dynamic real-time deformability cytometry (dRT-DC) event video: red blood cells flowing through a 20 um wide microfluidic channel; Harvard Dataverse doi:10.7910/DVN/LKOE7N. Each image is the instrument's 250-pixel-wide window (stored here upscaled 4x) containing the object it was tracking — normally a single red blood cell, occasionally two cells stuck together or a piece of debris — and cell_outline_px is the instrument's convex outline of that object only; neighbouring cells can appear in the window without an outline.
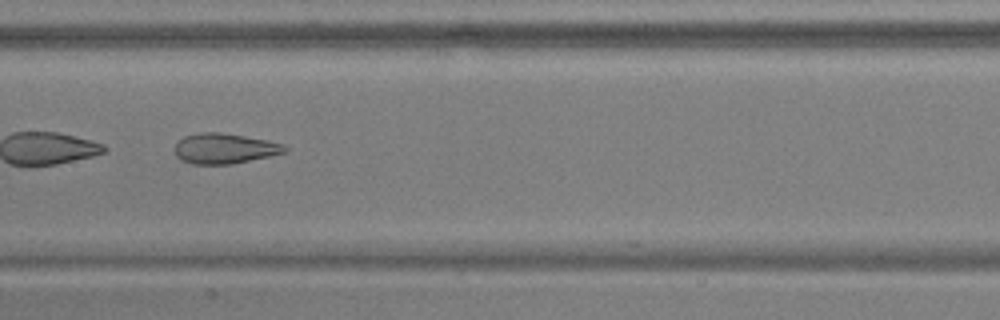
{"species": "common noctule bat (a hibernating species)", "species_latin": "Nyctalus noctula", "temperature_condition": "warm", "stored_images_in_passage": 36, "camera_frame_rate_fps": 3000, "um_per_image_px": 0.085, "animal": {"sex": "male", "body_mass_g": 17.9, "forearm_length_mm": 54.2}, "frame": {"image": 1, "passage_image": 11, "time_ms": 3.333, "image_size_px": [1000, 320], "cell_outline_px": [[288, 148], [284, 152], [268, 156], [228, 164], [192, 164], [180, 160], [176, 156], [176, 144], [184, 136], [200, 132], [220, 132], [268, 140], [284, 144]], "centroid_in_image_um": [19.06, 12.61], "position_along_channel_um": 188.3, "area_um2": 19.19}, "authors_computed_cell_mechanics": {"area_um2": 21.1259, "velocity_mm_per_s": 3.7644, "shape_relaxation_time_tau1_ms": null, "shape_relaxation_time_tau2_ms": 1.6747, "deformation_change_tau1": null, "deformation_change_tau2": 0.1}}